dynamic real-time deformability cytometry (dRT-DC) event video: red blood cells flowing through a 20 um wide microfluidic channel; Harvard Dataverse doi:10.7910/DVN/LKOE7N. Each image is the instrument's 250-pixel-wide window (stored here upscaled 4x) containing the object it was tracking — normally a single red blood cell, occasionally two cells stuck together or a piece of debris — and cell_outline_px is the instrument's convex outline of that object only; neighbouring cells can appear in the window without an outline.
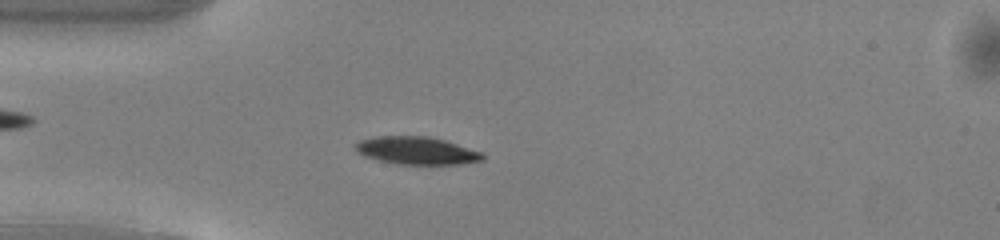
{"species": "common noctule bat (a hibernating species)", "species_latin": "Nyctalus noctula", "temperature_condition": "warm", "stored_images_in_passage": 49, "camera_frame_rate_fps": 3000, "um_per_image_px": 0.085, "animal": {"sex": "male", "body_mass_g": 13.0, "forearm_length_mm": 53.1}, "frame": {"image": 1, "passage_image": 13, "time_ms": 4.0, "image_size_px": [1000, 240], "cell_outline_px": [[484, 160], [460, 164], [396, 164], [364, 156], [356, 152], [352, 148], [360, 140], [376, 136], [428, 136], [444, 140], [484, 152]], "centroid_in_image_um": [35.41, 12.8], "position_along_channel_um": 49.6, "area_um2": 20.63}}
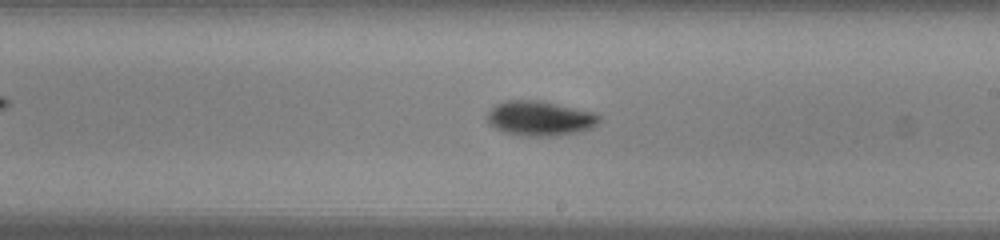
{"frame": {"image": 2, "passage_image": 28, "time_ms": 9.0, "image_size_px": [1000, 240], "cell_outline_px": [[600, 120], [592, 128], [580, 132], [556, 136], [520, 136], [504, 132], [488, 124], [488, 112], [496, 104], [508, 100], [540, 100], [596, 112], [600, 116]], "centroid_in_image_um": [45.92, 10.06], "position_along_channel_um": 243.1, "area_um2": 22.95}}
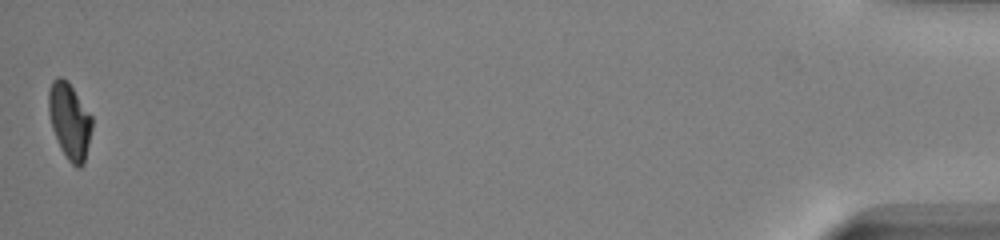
{"frame": {"image": 3, "passage_image": 49, "time_ms": 16.0, "image_size_px": [1000, 240], "cell_outline_px": [[92, 128], [84, 164], [80, 168], [76, 168], [68, 160], [60, 148], [52, 128], [48, 112], [48, 92], [52, 80], [56, 76], [60, 76], [68, 80], [92, 116]], "centroid_in_image_um": [5.91, 10.26], "position_along_channel_um": 429.3, "area_um2": 19.48}, "authors_computed_cell_mechanics": {"area_um2": 20.519, "velocity_mm_per_s": 4.1003, "shape_relaxation_time_tau1_ms": 2.2181, "shape_relaxation_time_tau2_ms": 3.8807, "deformation_change_tau1": 0.1291, "deformation_change_tau2": 0.0654}}